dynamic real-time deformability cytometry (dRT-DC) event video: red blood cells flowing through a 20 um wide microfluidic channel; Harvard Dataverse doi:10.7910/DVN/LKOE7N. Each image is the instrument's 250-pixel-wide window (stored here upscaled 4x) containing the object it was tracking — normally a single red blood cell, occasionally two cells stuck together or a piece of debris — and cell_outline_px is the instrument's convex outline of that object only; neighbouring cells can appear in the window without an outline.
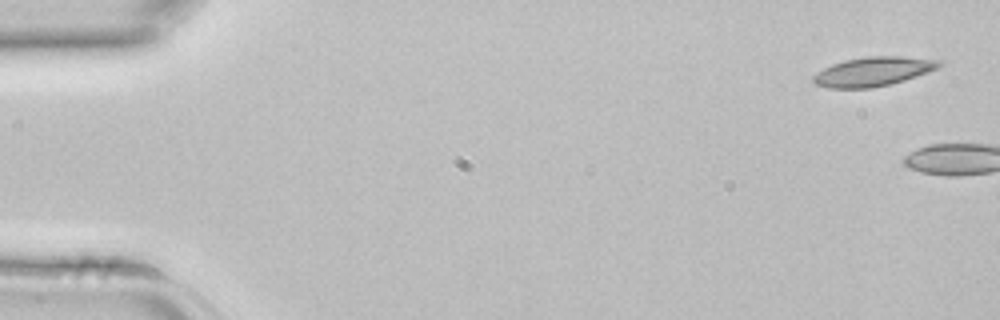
{"species": "common noctule bat (a hibernating species)", "species_latin": "Nyctalus noctula", "temperature_condition": "room temperature", "stored_images_in_passage": 4, "camera_frame_rate_fps": 3000, "um_per_image_px": 0.085, "animal": {"sex": "female", "body_mass_g": 22.7, "forearm_length_mm": 54.2}, "frame": {"image": 1, "passage_image": 1, "time_ms": 0.0, "image_size_px": [1000, 320], "cell_outline_px": [[944, 64], [928, 72], [892, 84], [872, 88], [828, 88], [816, 84], [812, 80], [812, 76], [824, 68], [832, 64], [844, 60], [868, 56], [900, 56], [944, 60]], "centroid_in_image_um": [74.24, 6.08], "position_along_channel_um": 10.8, "area_um2": 21.5}}